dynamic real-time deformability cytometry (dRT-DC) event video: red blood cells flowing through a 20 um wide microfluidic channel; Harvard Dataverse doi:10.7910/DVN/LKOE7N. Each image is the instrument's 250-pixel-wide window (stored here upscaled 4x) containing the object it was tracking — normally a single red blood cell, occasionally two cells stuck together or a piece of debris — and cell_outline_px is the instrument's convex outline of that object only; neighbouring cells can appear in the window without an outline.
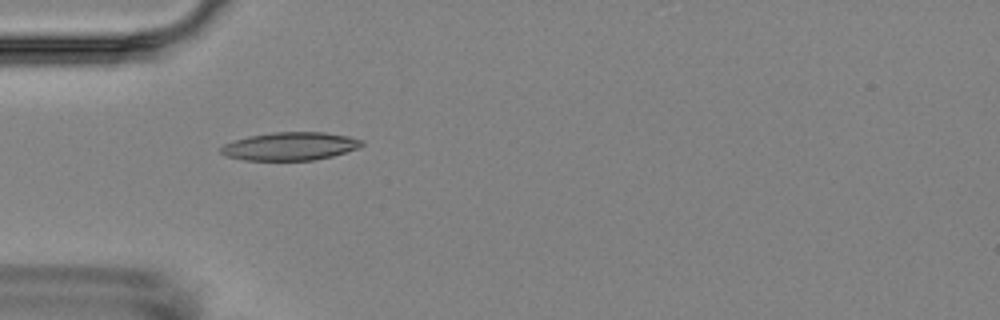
{"species": "Egyptian fruit bat (a non-hibernating species)", "species_latin": "Rousettus aegyptiacus", "temperature_condition": "room temperature", "stored_images_in_passage": 6, "camera_frame_rate_fps": 3000, "um_per_image_px": 0.085, "animal": {"sex": "female"}, "frame": {"image": 1, "passage_image": 5, "time_ms": 4.667, "image_size_px": [1000, 320], "cell_outline_px": [[364, 144], [360, 148], [332, 156], [312, 160], [244, 160], [228, 156], [220, 152], [220, 148], [224, 144], [248, 136], [272, 132], [324, 132], [348, 136], [364, 140]], "centroid_in_image_um": [24.7, 12.42], "position_along_channel_um": 60.3, "area_um2": 23.06}}